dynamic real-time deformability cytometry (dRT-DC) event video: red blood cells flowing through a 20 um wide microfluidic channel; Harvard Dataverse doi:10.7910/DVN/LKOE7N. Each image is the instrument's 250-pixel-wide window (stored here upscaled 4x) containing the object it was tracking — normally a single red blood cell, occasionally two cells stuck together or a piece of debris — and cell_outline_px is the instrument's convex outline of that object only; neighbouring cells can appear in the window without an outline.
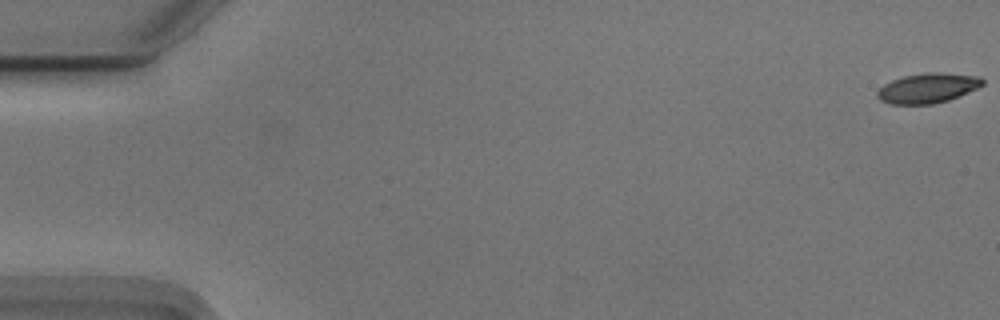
{"species": "Egyptian fruit bat (a non-hibernating species)", "species_latin": "Rousettus aegyptiacus", "temperature_condition": "cold", "stored_images_in_passage": 8, "camera_frame_rate_fps": 3000, "um_per_image_px": 0.085, "animal": {"sex": "male"}, "frame": {"image": 1, "passage_image": 1, "time_ms": 0.0, "image_size_px": [1000, 320], "cell_outline_px": [[984, 84], [976, 88], [948, 100], [932, 104], [892, 104], [880, 100], [876, 96], [876, 92], [884, 84], [892, 80], [904, 76], [924, 72], [940, 72], [980, 76], [984, 80]], "centroid_in_image_um": [78.84, 7.47], "position_along_channel_um": 6.2, "area_um2": 18.26}}